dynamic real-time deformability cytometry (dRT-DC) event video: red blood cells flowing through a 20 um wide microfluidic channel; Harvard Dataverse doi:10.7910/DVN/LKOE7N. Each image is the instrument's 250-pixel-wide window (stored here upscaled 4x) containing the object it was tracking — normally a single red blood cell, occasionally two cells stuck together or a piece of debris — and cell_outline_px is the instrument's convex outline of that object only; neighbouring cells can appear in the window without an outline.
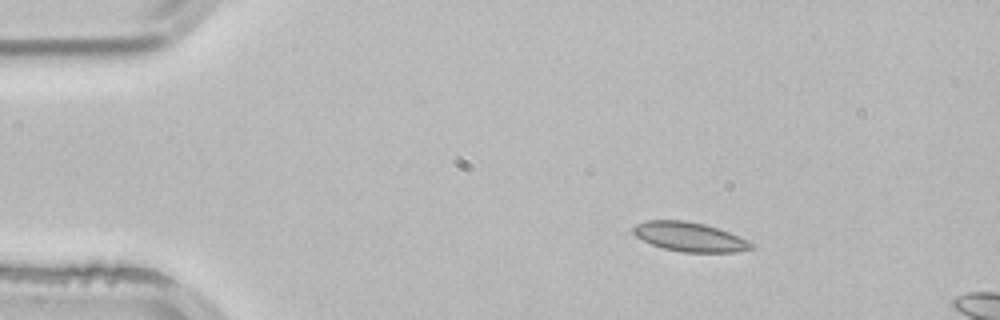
{"species": "common noctule bat (a hibernating species)", "species_latin": "Nyctalus noctula", "temperature_condition": "room temperature", "stored_images_in_passage": 13, "camera_frame_rate_fps": 3000, "um_per_image_px": 0.085, "animal": {"sex": "male", "body_mass_g": 21.5, "forearm_length_mm": 52.0}, "frame": {"image": 1, "passage_image": 8, "time_ms": 2.333, "image_size_px": [1000, 320], "cell_outline_px": [[756, 248], [736, 252], [684, 252], [664, 248], [652, 244], [636, 236], [632, 232], [632, 228], [636, 224], [648, 220], [684, 220], [704, 224], [728, 232], [748, 240], [756, 244]], "centroid_in_image_um": [58.65, 20.13], "position_along_channel_um": 26.4, "area_um2": 20.06}}